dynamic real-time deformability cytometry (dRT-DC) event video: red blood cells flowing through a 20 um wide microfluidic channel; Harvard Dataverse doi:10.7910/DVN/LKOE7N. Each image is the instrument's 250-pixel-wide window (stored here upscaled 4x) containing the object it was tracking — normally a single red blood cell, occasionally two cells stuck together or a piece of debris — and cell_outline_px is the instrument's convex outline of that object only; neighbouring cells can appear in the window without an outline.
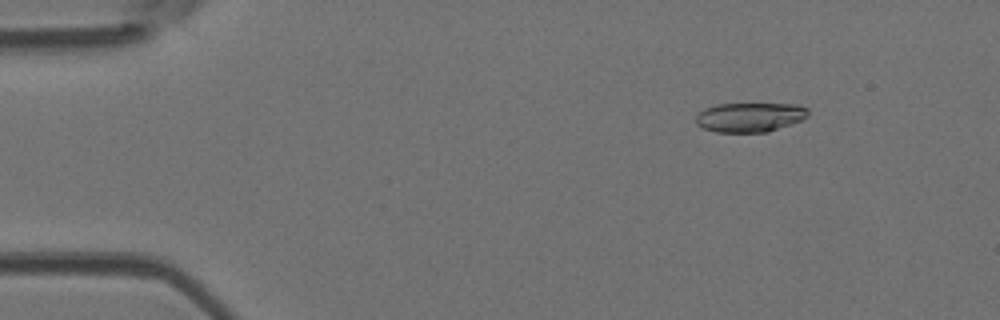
{"species": "Egyptian fruit bat (a non-hibernating species)", "species_latin": "Rousettus aegyptiacus", "temperature_condition": "room temperature", "stored_images_in_passage": 6, "camera_frame_rate_fps": 3000, "um_per_image_px": 0.085, "animal": {"sex": "female"}, "frame": {"image": 1, "passage_image": 2, "time_ms": 0.333, "image_size_px": [1000, 320], "cell_outline_px": [[808, 116], [804, 120], [768, 132], [716, 132], [704, 128], [696, 124], [696, 116], [704, 108], [716, 104], [796, 104], [808, 108]], "centroid_in_image_um": [63.76, 9.96], "position_along_channel_um": 21.2, "area_um2": 19.36}}
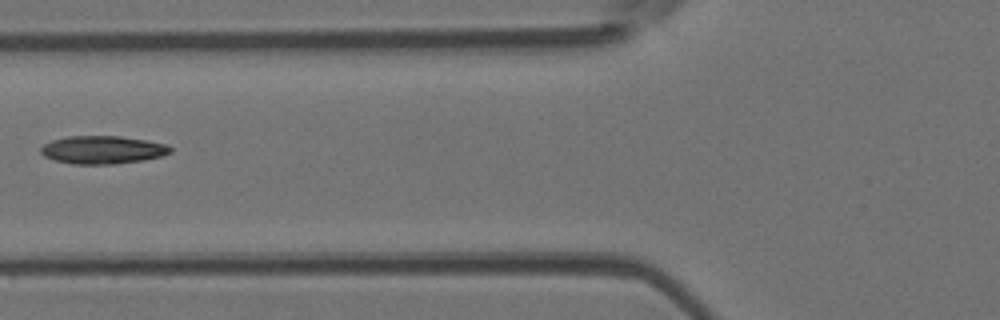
{"frame": {"image": 2, "passage_image": 5, "time_ms": 1.333, "image_size_px": [1000, 320], "cell_outline_px": [[172, 152], [160, 156], [144, 160], [116, 164], [72, 164], [56, 160], [44, 156], [40, 152], [40, 148], [44, 144], [52, 140], [68, 136], [120, 136], [168, 144], [172, 148]], "centroid_in_image_um": [8.73, 12.73], "position_along_channel_um": 117.1, "area_um2": 21.15}}
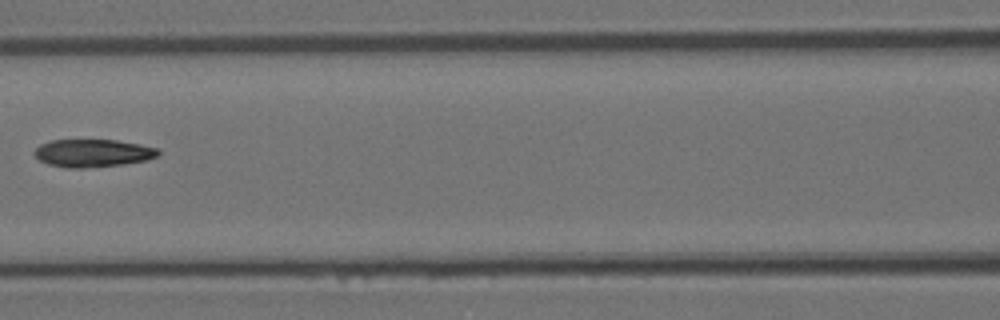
{"frame": {"image": 3, "passage_image": 6, "time_ms": 1.667, "image_size_px": [1000, 320], "cell_outline_px": [[160, 152], [156, 156], [148, 160], [124, 164], [84, 168], [68, 168], [48, 164], [40, 160], [32, 152], [40, 144], [52, 140], [116, 140], [140, 144], [156, 148]], "centroid_in_image_um": [7.87, 13.01], "position_along_channel_um": 158.7, "area_um2": 20.0}}